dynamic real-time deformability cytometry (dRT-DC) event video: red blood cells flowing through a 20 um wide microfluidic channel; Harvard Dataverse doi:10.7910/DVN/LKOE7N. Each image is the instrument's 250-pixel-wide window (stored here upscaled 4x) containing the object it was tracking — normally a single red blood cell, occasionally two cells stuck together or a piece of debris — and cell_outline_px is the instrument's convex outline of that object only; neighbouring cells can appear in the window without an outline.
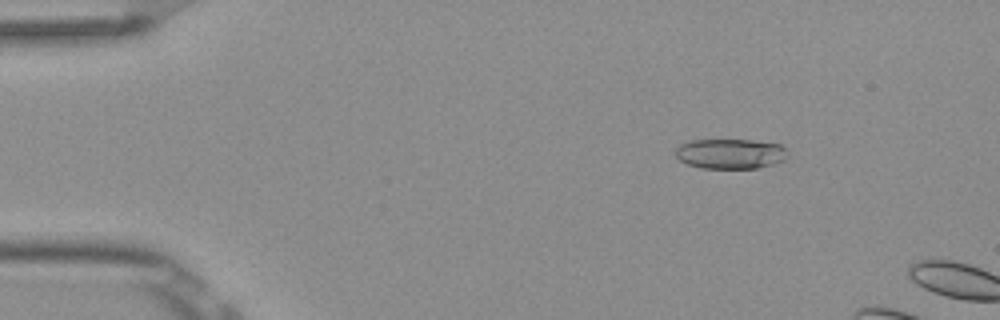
{"species": "Egyptian fruit bat (a non-hibernating species)", "species_latin": "Rousettus aegyptiacus", "temperature_condition": "room temperature", "stored_images_in_passage": 4, "camera_frame_rate_fps": 3000, "um_per_image_px": 0.085, "frame": {"image": 1, "passage_image": 3, "time_ms": 0.667, "image_size_px": [1000, 320], "cell_outline_px": [[788, 156], [784, 160], [776, 164], [756, 168], [700, 168], [688, 164], [680, 160], [676, 156], [676, 148], [680, 144], [692, 140], [752, 140], [780, 144], [784, 148]], "centroid_in_image_um": [62.09, 13.07], "position_along_channel_um": 22.9, "area_um2": 19.65}}